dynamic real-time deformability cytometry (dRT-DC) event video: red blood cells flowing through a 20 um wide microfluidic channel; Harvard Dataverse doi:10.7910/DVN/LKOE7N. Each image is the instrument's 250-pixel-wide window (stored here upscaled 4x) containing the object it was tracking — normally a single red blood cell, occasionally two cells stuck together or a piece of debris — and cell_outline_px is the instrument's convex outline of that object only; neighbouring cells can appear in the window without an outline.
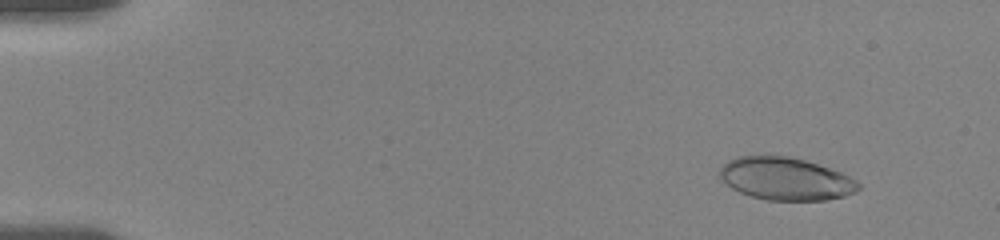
{"species": "human", "species_latin": "Homo sapiens", "temperature_condition": "room temperature", "stored_images_in_passage": 80, "camera_frame_rate_fps": 3000, "um_per_image_px": 0.085, "donor": {"sex": "female"}, "frame": {"image": 1, "passage_image": 8, "time_ms": 1.667, "image_size_px": [1000, 240], "cell_outline_px": [[860, 188], [856, 192], [844, 196], [824, 200], [768, 200], [752, 196], [740, 192], [732, 188], [720, 176], [720, 168], [728, 160], [736, 156], [788, 156], [804, 160], [840, 172], [856, 180], [860, 184]], "centroid_in_image_um": [66.79, 15.2], "position_along_channel_um": 18.2, "area_um2": 34.04}}
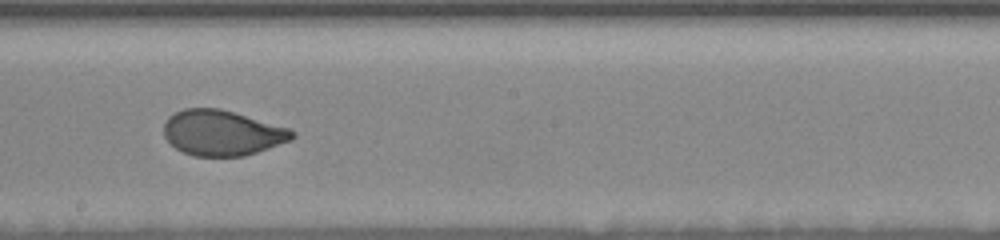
{"frame": {"image": 2, "passage_image": 46, "time_ms": 10.667, "image_size_px": [1000, 240], "cell_outline_px": [[296, 136], [292, 140], [244, 156], [192, 156], [176, 148], [164, 136], [164, 120], [168, 116], [184, 108], [220, 108], [288, 128], [296, 132]], "centroid_in_image_um": [18.87, 11.29], "position_along_channel_um": 229.3, "area_um2": 33.87}}
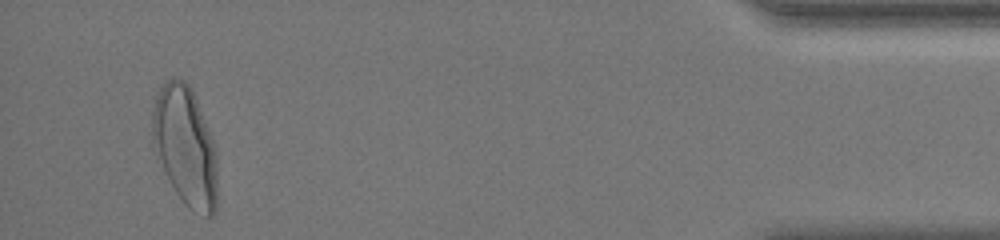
{"frame": {"image": 3, "passage_image": 77, "time_ms": 17.667, "image_size_px": [1000, 240], "cell_outline_px": [[216, 212], [212, 216], [204, 216], [188, 204], [176, 192], [152, 148], [152, 112], [156, 96], [160, 88], [168, 80], [184, 80], [192, 88], [208, 128], [216, 152]], "centroid_in_image_um": [15.73, 12.39], "position_along_channel_um": 419.5, "area_um2": 44.39}, "authors_computed_cell_mechanics": {"area_um2": 35.1424, "velocity_mm_per_s": 3.6122, "shape_relaxation_time_tau1_ms": 5.0819, "shape_relaxation_time_tau2_ms": null, "deformation_change_tau1": 0.1744, "deformation_change_tau2": null}}